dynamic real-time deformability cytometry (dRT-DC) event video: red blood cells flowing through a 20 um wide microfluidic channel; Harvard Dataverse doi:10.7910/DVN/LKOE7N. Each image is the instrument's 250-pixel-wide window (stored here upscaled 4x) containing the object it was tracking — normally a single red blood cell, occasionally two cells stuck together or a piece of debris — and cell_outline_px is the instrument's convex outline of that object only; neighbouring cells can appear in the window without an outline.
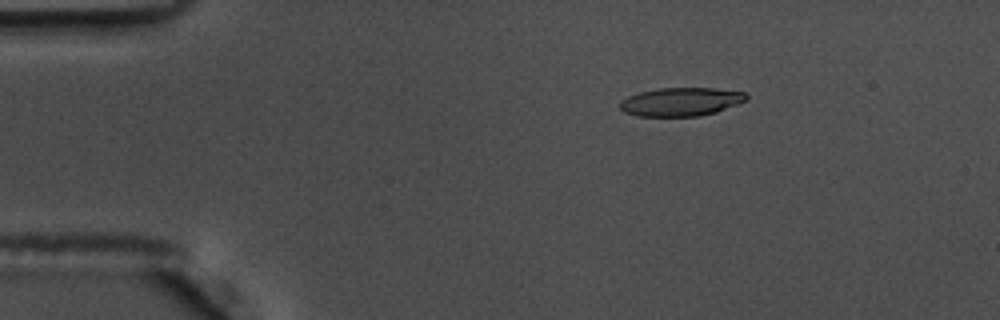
{"species": "common noctule bat (a hibernating species)", "species_latin": "Nyctalus noctula", "temperature_condition": "warm", "stored_images_in_passage": 57, "camera_frame_rate_fps": 3000, "um_per_image_px": 0.085, "animal": {"sex": "male", "body_mass_g": 17.5, "forearm_length_mm": 52.3}, "frame": {"image": 1, "passage_image": 10, "time_ms": 3.0, "image_size_px": [1000, 320], "cell_outline_px": [[748, 100], [716, 112], [700, 116], [636, 116], [624, 112], [620, 108], [620, 100], [628, 96], [640, 92], [660, 88], [716, 88], [744, 92], [748, 96]], "centroid_in_image_um": [57.88, 8.65], "position_along_channel_um": 27.1, "area_um2": 21.04}}
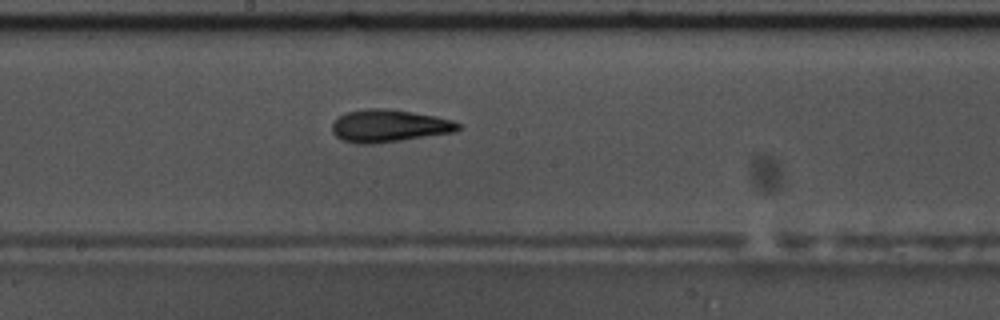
{"frame": {"image": 2, "passage_image": 31, "time_ms": 10.0, "image_size_px": [1000, 320], "cell_outline_px": [[464, 128], [452, 132], [400, 140], [372, 144], [356, 144], [344, 140], [336, 136], [332, 132], [332, 124], [340, 116], [348, 112], [368, 108], [388, 108], [436, 116], [452, 120], [464, 124]], "centroid_in_image_um": [33.11, 10.69], "position_along_channel_um": 215.1, "area_um2": 23.81}}
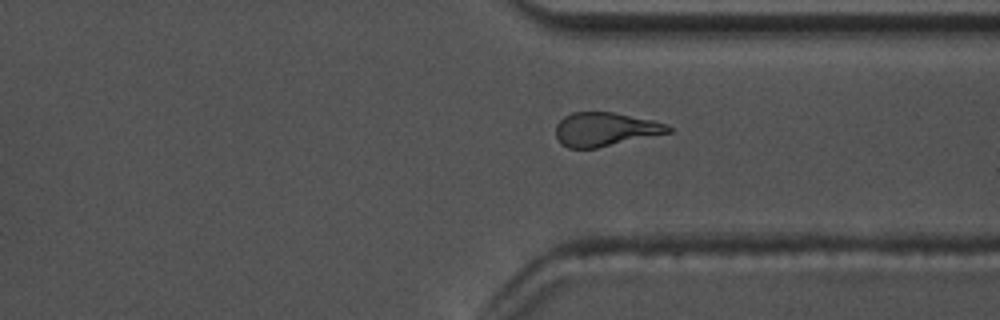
{"frame": {"image": 3, "passage_image": 43, "time_ms": 14.0, "image_size_px": [1000, 320], "cell_outline_px": [[672, 132], [596, 148], [568, 148], [560, 144], [556, 136], [556, 124], [564, 116], [572, 112], [612, 112], [652, 120], [668, 124], [672, 128]], "centroid_in_image_um": [51.43, 10.99], "position_along_channel_um": 360.0, "area_um2": 22.14}, "authors_computed_cell_mechanics": {"area_um2": 22.4842, "velocity_mm_per_s": 3.6136, "shape_relaxation_time_tau1_ms": 9.3994, "shape_relaxation_time_tau2_ms": 3.1842, "deformation_change_tau1": 0.239, "deformation_change_tau2": 0.1279}}